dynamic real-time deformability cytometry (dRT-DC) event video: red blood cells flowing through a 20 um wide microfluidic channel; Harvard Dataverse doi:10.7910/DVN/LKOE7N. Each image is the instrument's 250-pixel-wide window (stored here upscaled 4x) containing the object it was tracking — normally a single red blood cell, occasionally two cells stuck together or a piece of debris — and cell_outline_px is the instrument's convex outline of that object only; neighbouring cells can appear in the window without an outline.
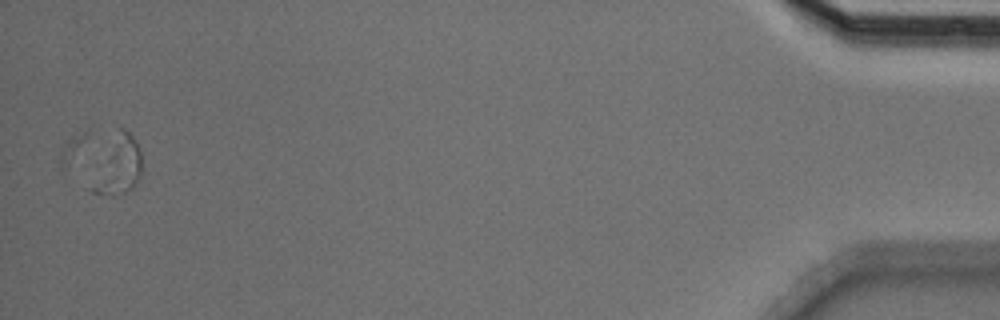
{"species": "Egyptian fruit bat (a non-hibernating species)", "species_latin": "Rousettus aegyptiacus", "temperature_condition": "cold", "stored_images_in_passage": 54, "segment_of_instrument_passage": [2, 2], "camera_frame_rate_fps": 3000, "um_per_image_px": 0.085, "animal": {"sex": "male"}, "frame": {"image": 1, "passage_image": 53, "time_ms": 17.333, "image_size_px": [1000, 320], "cell_outline_px": [[140, 176], [132, 188], [124, 192], [112, 196], [92, 192], [92, 188], [120, 128], [124, 128], [136, 140], [140, 152]], "centroid_in_image_um": [10.16, 14.15], "position_along_channel_um": 425.0, "area_um2": 14.85}}